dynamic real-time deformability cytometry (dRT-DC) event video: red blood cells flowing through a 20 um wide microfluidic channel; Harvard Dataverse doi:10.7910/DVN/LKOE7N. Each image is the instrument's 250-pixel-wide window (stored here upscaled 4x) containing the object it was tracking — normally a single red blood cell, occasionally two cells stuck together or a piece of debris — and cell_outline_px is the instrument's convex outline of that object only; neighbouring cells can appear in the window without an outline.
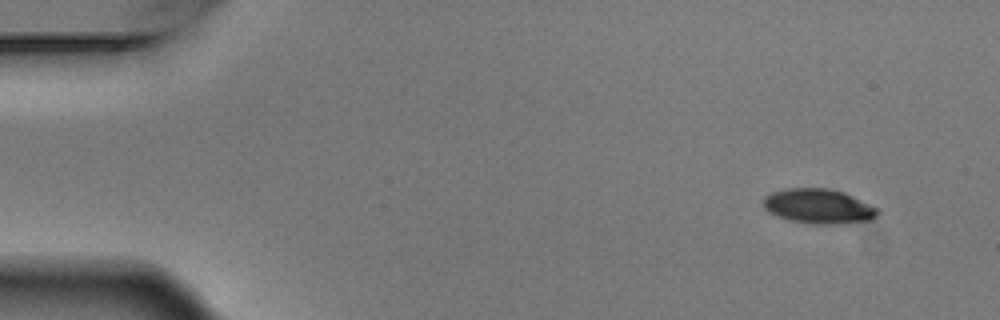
{"species": "Egyptian fruit bat (a non-hibernating species)", "species_latin": "Rousettus aegyptiacus", "temperature_condition": "warm", "stored_images_in_passage": 5, "segment_of_instrument_passage": [1, 2], "camera_frame_rate_fps": 3000, "um_per_image_px": 0.085, "animal": {"sex": "male"}, "frame": {"image": 1, "passage_image": 1, "time_ms": 0.0, "image_size_px": [1000, 320], "cell_outline_px": [[876, 216], [872, 220], [836, 224], [812, 224], [788, 220], [768, 212], [764, 208], [764, 196], [772, 192], [784, 188], [828, 188], [844, 192], [876, 208]], "centroid_in_image_um": [69.52, 17.53], "position_along_channel_um": 15.5, "area_um2": 23.0}}